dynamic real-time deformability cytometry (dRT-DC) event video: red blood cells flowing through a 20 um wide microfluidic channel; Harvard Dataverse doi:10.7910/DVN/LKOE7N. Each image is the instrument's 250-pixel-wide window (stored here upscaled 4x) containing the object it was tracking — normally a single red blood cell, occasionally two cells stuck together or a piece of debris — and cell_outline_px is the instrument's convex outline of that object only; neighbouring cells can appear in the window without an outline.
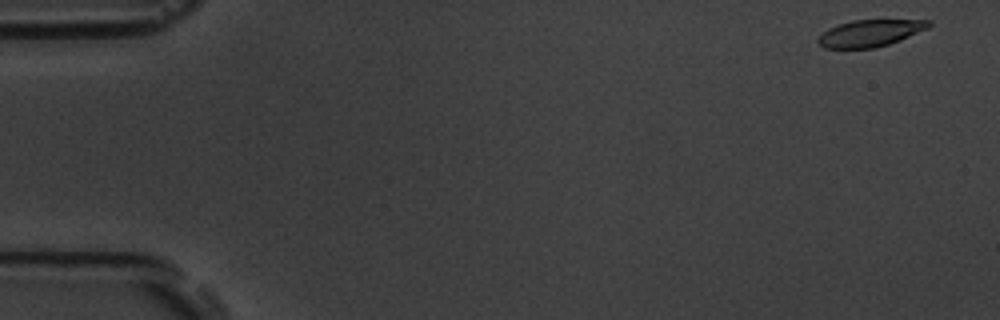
{"species": "common noctule bat (a hibernating species)", "species_latin": "Nyctalus noctula", "temperature_condition": "room temperature", "stored_images_in_passage": 53, "camera_frame_rate_fps": 3000, "um_per_image_px": 0.085, "animal": {"sex": "male", "body_mass_g": 19.5, "forearm_length_mm": 54.6}, "frame": {"image": 1, "passage_image": 1, "time_ms": 0.0, "image_size_px": [1000, 320], "cell_outline_px": [[932, 24], [928, 28], [900, 40], [888, 44], [872, 48], [824, 48], [816, 44], [816, 40], [828, 28], [852, 20], [932, 20]], "centroid_in_image_um": [73.94, 2.82], "position_along_channel_um": 11.1, "area_um2": 17.22}}
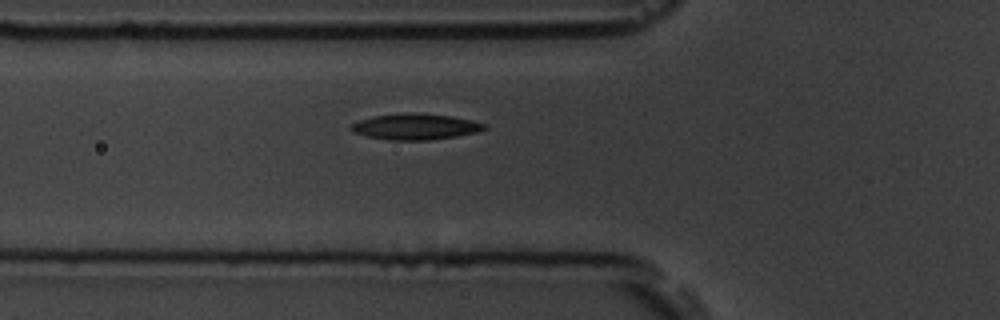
{"frame": {"image": 2, "passage_image": 18, "time_ms": 5.667, "image_size_px": [1000, 320], "cell_outline_px": [[488, 128], [476, 132], [456, 136], [428, 140], [388, 140], [368, 136], [356, 132], [348, 128], [352, 124], [360, 120], [372, 116], [408, 112], [452, 116], [472, 120], [484, 124]], "centroid_in_image_um": [35.31, 10.76], "position_along_channel_um": 90.5, "area_um2": 20.0}}
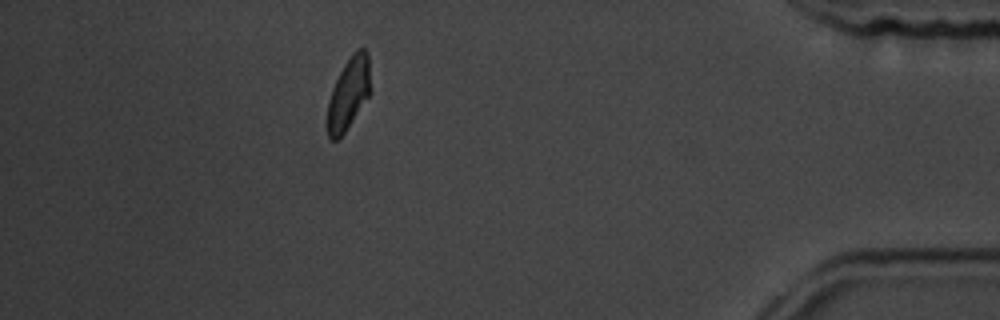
{"frame": {"image": 3, "passage_image": 47, "time_ms": 15.333, "image_size_px": [1000, 320], "cell_outline_px": [[368, 96], [344, 132], [336, 140], [332, 140], [328, 136], [328, 100], [332, 88], [344, 64], [352, 52], [356, 48], [364, 48], [368, 52]], "centroid_in_image_um": [29.6, 7.9], "position_along_channel_um": 405.6, "area_um2": 17.34}, "authors_computed_cell_mechanics": {"area_um2": 19.0162, "velocity_mm_per_s": 3.7633, "shape_relaxation_time_tau1_ms": 5.1816, "shape_relaxation_time_tau2_ms": 3.1316, "deformation_change_tau1": 0.1391, "deformation_change_tau2": 0.0869}}